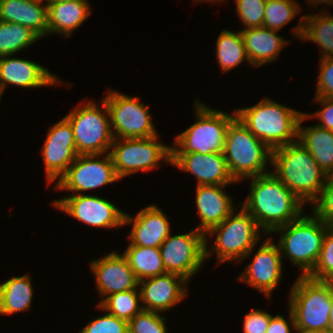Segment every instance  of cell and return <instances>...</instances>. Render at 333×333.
I'll use <instances>...</instances> for the list:
<instances>
[{
	"label": "cell",
	"instance_id": "f35d334b",
	"mask_svg": "<svg viewBox=\"0 0 333 333\" xmlns=\"http://www.w3.org/2000/svg\"><path fill=\"white\" fill-rule=\"evenodd\" d=\"M315 97L333 98V57L320 58Z\"/></svg>",
	"mask_w": 333,
	"mask_h": 333
},
{
	"label": "cell",
	"instance_id": "e575fe53",
	"mask_svg": "<svg viewBox=\"0 0 333 333\" xmlns=\"http://www.w3.org/2000/svg\"><path fill=\"white\" fill-rule=\"evenodd\" d=\"M166 317L161 313L142 310L128 322L129 333H167Z\"/></svg>",
	"mask_w": 333,
	"mask_h": 333
},
{
	"label": "cell",
	"instance_id": "d4e9b609",
	"mask_svg": "<svg viewBox=\"0 0 333 333\" xmlns=\"http://www.w3.org/2000/svg\"><path fill=\"white\" fill-rule=\"evenodd\" d=\"M89 5L86 0L47 3L48 34L69 37L91 15Z\"/></svg>",
	"mask_w": 333,
	"mask_h": 333
},
{
	"label": "cell",
	"instance_id": "bcb514c9",
	"mask_svg": "<svg viewBox=\"0 0 333 333\" xmlns=\"http://www.w3.org/2000/svg\"><path fill=\"white\" fill-rule=\"evenodd\" d=\"M203 1H205V2L208 1V2L212 3V2H221V1L223 2V1H226V0H194L195 3H197V2L201 3Z\"/></svg>",
	"mask_w": 333,
	"mask_h": 333
},
{
	"label": "cell",
	"instance_id": "f546056e",
	"mask_svg": "<svg viewBox=\"0 0 333 333\" xmlns=\"http://www.w3.org/2000/svg\"><path fill=\"white\" fill-rule=\"evenodd\" d=\"M216 60L222 72H228L241 64L248 62L241 32L222 30L216 40Z\"/></svg>",
	"mask_w": 333,
	"mask_h": 333
},
{
	"label": "cell",
	"instance_id": "8992f818",
	"mask_svg": "<svg viewBox=\"0 0 333 333\" xmlns=\"http://www.w3.org/2000/svg\"><path fill=\"white\" fill-rule=\"evenodd\" d=\"M223 154L237 183L270 172L265 169L268 162L271 165L272 151L237 117L228 126Z\"/></svg>",
	"mask_w": 333,
	"mask_h": 333
},
{
	"label": "cell",
	"instance_id": "ffe728a7",
	"mask_svg": "<svg viewBox=\"0 0 333 333\" xmlns=\"http://www.w3.org/2000/svg\"><path fill=\"white\" fill-rule=\"evenodd\" d=\"M57 78L47 67L34 61L14 58L11 55L0 57V92L2 94L10 84L28 89L63 84Z\"/></svg>",
	"mask_w": 333,
	"mask_h": 333
},
{
	"label": "cell",
	"instance_id": "74e56055",
	"mask_svg": "<svg viewBox=\"0 0 333 333\" xmlns=\"http://www.w3.org/2000/svg\"><path fill=\"white\" fill-rule=\"evenodd\" d=\"M312 204L313 213L327 225H333V178L327 176L320 195Z\"/></svg>",
	"mask_w": 333,
	"mask_h": 333
},
{
	"label": "cell",
	"instance_id": "7bdbcfd3",
	"mask_svg": "<svg viewBox=\"0 0 333 333\" xmlns=\"http://www.w3.org/2000/svg\"><path fill=\"white\" fill-rule=\"evenodd\" d=\"M306 2H309L308 4H311V6L313 5L314 7L317 6V4L321 5L323 3H324V6H326V5H329V6L333 5V0H306Z\"/></svg>",
	"mask_w": 333,
	"mask_h": 333
},
{
	"label": "cell",
	"instance_id": "83f0119b",
	"mask_svg": "<svg viewBox=\"0 0 333 333\" xmlns=\"http://www.w3.org/2000/svg\"><path fill=\"white\" fill-rule=\"evenodd\" d=\"M29 275L14 276L0 284V314L11 315L30 309L33 285Z\"/></svg>",
	"mask_w": 333,
	"mask_h": 333
},
{
	"label": "cell",
	"instance_id": "2e32d148",
	"mask_svg": "<svg viewBox=\"0 0 333 333\" xmlns=\"http://www.w3.org/2000/svg\"><path fill=\"white\" fill-rule=\"evenodd\" d=\"M273 238L268 237L258 248L251 262L245 267L237 281H243L264 293L269 298L272 291L281 282L282 255L278 244L273 243Z\"/></svg>",
	"mask_w": 333,
	"mask_h": 333
},
{
	"label": "cell",
	"instance_id": "d6a6232c",
	"mask_svg": "<svg viewBox=\"0 0 333 333\" xmlns=\"http://www.w3.org/2000/svg\"><path fill=\"white\" fill-rule=\"evenodd\" d=\"M295 0H266L263 27L279 31L301 11Z\"/></svg>",
	"mask_w": 333,
	"mask_h": 333
},
{
	"label": "cell",
	"instance_id": "52a82bcc",
	"mask_svg": "<svg viewBox=\"0 0 333 333\" xmlns=\"http://www.w3.org/2000/svg\"><path fill=\"white\" fill-rule=\"evenodd\" d=\"M194 103L197 121L177 135L172 153H223L228 126L236 118L235 110L231 115L198 99Z\"/></svg>",
	"mask_w": 333,
	"mask_h": 333
},
{
	"label": "cell",
	"instance_id": "8d00e7d4",
	"mask_svg": "<svg viewBox=\"0 0 333 333\" xmlns=\"http://www.w3.org/2000/svg\"><path fill=\"white\" fill-rule=\"evenodd\" d=\"M79 333H129L128 322L106 312L88 322Z\"/></svg>",
	"mask_w": 333,
	"mask_h": 333
},
{
	"label": "cell",
	"instance_id": "ee69618b",
	"mask_svg": "<svg viewBox=\"0 0 333 333\" xmlns=\"http://www.w3.org/2000/svg\"><path fill=\"white\" fill-rule=\"evenodd\" d=\"M296 333H322L321 331L315 330V329H308V328H302L295 326L293 329Z\"/></svg>",
	"mask_w": 333,
	"mask_h": 333
},
{
	"label": "cell",
	"instance_id": "8fae6325",
	"mask_svg": "<svg viewBox=\"0 0 333 333\" xmlns=\"http://www.w3.org/2000/svg\"><path fill=\"white\" fill-rule=\"evenodd\" d=\"M106 94L103 99L109 111L114 139L146 138L158 135L149 108L140 103V97L127 96L115 90H108Z\"/></svg>",
	"mask_w": 333,
	"mask_h": 333
},
{
	"label": "cell",
	"instance_id": "4dcf8cb0",
	"mask_svg": "<svg viewBox=\"0 0 333 333\" xmlns=\"http://www.w3.org/2000/svg\"><path fill=\"white\" fill-rule=\"evenodd\" d=\"M139 288L124 292H116L107 296L97 308L129 322L143 310Z\"/></svg>",
	"mask_w": 333,
	"mask_h": 333
},
{
	"label": "cell",
	"instance_id": "4316f807",
	"mask_svg": "<svg viewBox=\"0 0 333 333\" xmlns=\"http://www.w3.org/2000/svg\"><path fill=\"white\" fill-rule=\"evenodd\" d=\"M294 35L320 46L321 58L333 57V15L324 10L318 14L303 15L293 28Z\"/></svg>",
	"mask_w": 333,
	"mask_h": 333
},
{
	"label": "cell",
	"instance_id": "44dd1931",
	"mask_svg": "<svg viewBox=\"0 0 333 333\" xmlns=\"http://www.w3.org/2000/svg\"><path fill=\"white\" fill-rule=\"evenodd\" d=\"M126 224L132 225L128 239L130 244L136 246L160 248L171 234L170 222L156 204L146 206L133 217L125 213L124 226Z\"/></svg>",
	"mask_w": 333,
	"mask_h": 333
},
{
	"label": "cell",
	"instance_id": "9a60e30c",
	"mask_svg": "<svg viewBox=\"0 0 333 333\" xmlns=\"http://www.w3.org/2000/svg\"><path fill=\"white\" fill-rule=\"evenodd\" d=\"M41 154L47 184L58 182L78 156L72 125L65 117L50 126Z\"/></svg>",
	"mask_w": 333,
	"mask_h": 333
},
{
	"label": "cell",
	"instance_id": "ac0fdd59",
	"mask_svg": "<svg viewBox=\"0 0 333 333\" xmlns=\"http://www.w3.org/2000/svg\"><path fill=\"white\" fill-rule=\"evenodd\" d=\"M90 269L95 275L98 293L103 299L116 292H124L138 287V280L123 254L111 252L103 258L90 261Z\"/></svg>",
	"mask_w": 333,
	"mask_h": 333
},
{
	"label": "cell",
	"instance_id": "b9f144b4",
	"mask_svg": "<svg viewBox=\"0 0 333 333\" xmlns=\"http://www.w3.org/2000/svg\"><path fill=\"white\" fill-rule=\"evenodd\" d=\"M289 322L281 315L271 316L266 333H291L295 327L292 311L289 309Z\"/></svg>",
	"mask_w": 333,
	"mask_h": 333
},
{
	"label": "cell",
	"instance_id": "836d02e7",
	"mask_svg": "<svg viewBox=\"0 0 333 333\" xmlns=\"http://www.w3.org/2000/svg\"><path fill=\"white\" fill-rule=\"evenodd\" d=\"M308 277L319 281H333V225H327L319 259Z\"/></svg>",
	"mask_w": 333,
	"mask_h": 333
},
{
	"label": "cell",
	"instance_id": "7a4b0ae2",
	"mask_svg": "<svg viewBox=\"0 0 333 333\" xmlns=\"http://www.w3.org/2000/svg\"><path fill=\"white\" fill-rule=\"evenodd\" d=\"M273 174L304 204L320 195L327 175L298 141L272 151Z\"/></svg>",
	"mask_w": 333,
	"mask_h": 333
},
{
	"label": "cell",
	"instance_id": "ab89813d",
	"mask_svg": "<svg viewBox=\"0 0 333 333\" xmlns=\"http://www.w3.org/2000/svg\"><path fill=\"white\" fill-rule=\"evenodd\" d=\"M271 314L260 309H253L243 319V333H266Z\"/></svg>",
	"mask_w": 333,
	"mask_h": 333
},
{
	"label": "cell",
	"instance_id": "484cf974",
	"mask_svg": "<svg viewBox=\"0 0 333 333\" xmlns=\"http://www.w3.org/2000/svg\"><path fill=\"white\" fill-rule=\"evenodd\" d=\"M306 119L308 117L304 113L299 121L298 142L311 153L324 173L330 176L333 172V131L317 125L302 126Z\"/></svg>",
	"mask_w": 333,
	"mask_h": 333
},
{
	"label": "cell",
	"instance_id": "603a6c76",
	"mask_svg": "<svg viewBox=\"0 0 333 333\" xmlns=\"http://www.w3.org/2000/svg\"><path fill=\"white\" fill-rule=\"evenodd\" d=\"M248 57V63L260 67L278 59L284 46L289 44L274 30L265 27L240 30Z\"/></svg>",
	"mask_w": 333,
	"mask_h": 333
},
{
	"label": "cell",
	"instance_id": "4fadbf2b",
	"mask_svg": "<svg viewBox=\"0 0 333 333\" xmlns=\"http://www.w3.org/2000/svg\"><path fill=\"white\" fill-rule=\"evenodd\" d=\"M165 271L189 281L205 259V234L196 229L185 234L169 235L160 246Z\"/></svg>",
	"mask_w": 333,
	"mask_h": 333
},
{
	"label": "cell",
	"instance_id": "c3c4849f",
	"mask_svg": "<svg viewBox=\"0 0 333 333\" xmlns=\"http://www.w3.org/2000/svg\"><path fill=\"white\" fill-rule=\"evenodd\" d=\"M34 1L42 2V3H43V1H44V2L46 1V4H47V1H48V0H34Z\"/></svg>",
	"mask_w": 333,
	"mask_h": 333
},
{
	"label": "cell",
	"instance_id": "7c38bea8",
	"mask_svg": "<svg viewBox=\"0 0 333 333\" xmlns=\"http://www.w3.org/2000/svg\"><path fill=\"white\" fill-rule=\"evenodd\" d=\"M78 155L66 173L55 183V190L73 191L74 195L120 180L110 153ZM103 156L99 159L98 157ZM97 158V159H96ZM81 192V193H80Z\"/></svg>",
	"mask_w": 333,
	"mask_h": 333
},
{
	"label": "cell",
	"instance_id": "d6986e66",
	"mask_svg": "<svg viewBox=\"0 0 333 333\" xmlns=\"http://www.w3.org/2000/svg\"><path fill=\"white\" fill-rule=\"evenodd\" d=\"M171 165L190 172L196 185H224L237 183L230 174L223 153H172Z\"/></svg>",
	"mask_w": 333,
	"mask_h": 333
},
{
	"label": "cell",
	"instance_id": "6da1fadb",
	"mask_svg": "<svg viewBox=\"0 0 333 333\" xmlns=\"http://www.w3.org/2000/svg\"><path fill=\"white\" fill-rule=\"evenodd\" d=\"M250 192L242 206L265 234L300 217L304 203L271 171L251 177Z\"/></svg>",
	"mask_w": 333,
	"mask_h": 333
},
{
	"label": "cell",
	"instance_id": "7402d4cb",
	"mask_svg": "<svg viewBox=\"0 0 333 333\" xmlns=\"http://www.w3.org/2000/svg\"><path fill=\"white\" fill-rule=\"evenodd\" d=\"M225 187L224 185H196L195 203L201 222L195 228L196 230L206 234L235 210L233 199L224 192Z\"/></svg>",
	"mask_w": 333,
	"mask_h": 333
},
{
	"label": "cell",
	"instance_id": "ba28073f",
	"mask_svg": "<svg viewBox=\"0 0 333 333\" xmlns=\"http://www.w3.org/2000/svg\"><path fill=\"white\" fill-rule=\"evenodd\" d=\"M288 307L295 326L327 333L333 302V281H319L308 276L296 278L289 293Z\"/></svg>",
	"mask_w": 333,
	"mask_h": 333
},
{
	"label": "cell",
	"instance_id": "f6af8a7d",
	"mask_svg": "<svg viewBox=\"0 0 333 333\" xmlns=\"http://www.w3.org/2000/svg\"><path fill=\"white\" fill-rule=\"evenodd\" d=\"M327 333H333V302H332V308L330 311V319H329V323H328Z\"/></svg>",
	"mask_w": 333,
	"mask_h": 333
},
{
	"label": "cell",
	"instance_id": "277c9868",
	"mask_svg": "<svg viewBox=\"0 0 333 333\" xmlns=\"http://www.w3.org/2000/svg\"><path fill=\"white\" fill-rule=\"evenodd\" d=\"M239 208L241 209L238 213L234 214L235 211H233L222 223L205 234V259L215 253L218 258L217 264L226 261L241 263L253 254L252 251L258 245L260 234L265 232L242 206ZM208 235L216 236L211 249L207 247Z\"/></svg>",
	"mask_w": 333,
	"mask_h": 333
},
{
	"label": "cell",
	"instance_id": "5bb4252c",
	"mask_svg": "<svg viewBox=\"0 0 333 333\" xmlns=\"http://www.w3.org/2000/svg\"><path fill=\"white\" fill-rule=\"evenodd\" d=\"M53 206L69 216L93 227L119 228L124 225V215L110 201L97 195L73 194L54 200Z\"/></svg>",
	"mask_w": 333,
	"mask_h": 333
},
{
	"label": "cell",
	"instance_id": "cb8c5ba5",
	"mask_svg": "<svg viewBox=\"0 0 333 333\" xmlns=\"http://www.w3.org/2000/svg\"><path fill=\"white\" fill-rule=\"evenodd\" d=\"M34 0H0V21L19 23L39 38L48 35L47 4Z\"/></svg>",
	"mask_w": 333,
	"mask_h": 333
},
{
	"label": "cell",
	"instance_id": "1f68e13d",
	"mask_svg": "<svg viewBox=\"0 0 333 333\" xmlns=\"http://www.w3.org/2000/svg\"><path fill=\"white\" fill-rule=\"evenodd\" d=\"M40 38L19 23L0 21V57L14 55Z\"/></svg>",
	"mask_w": 333,
	"mask_h": 333
},
{
	"label": "cell",
	"instance_id": "5b68a950",
	"mask_svg": "<svg viewBox=\"0 0 333 333\" xmlns=\"http://www.w3.org/2000/svg\"><path fill=\"white\" fill-rule=\"evenodd\" d=\"M326 230L327 224L313 213L301 215L272 233L282 234L277 242L282 257L295 264L301 276H308L319 259Z\"/></svg>",
	"mask_w": 333,
	"mask_h": 333
},
{
	"label": "cell",
	"instance_id": "7dc6e473",
	"mask_svg": "<svg viewBox=\"0 0 333 333\" xmlns=\"http://www.w3.org/2000/svg\"><path fill=\"white\" fill-rule=\"evenodd\" d=\"M65 1H71V0H48L47 3H57V2H65Z\"/></svg>",
	"mask_w": 333,
	"mask_h": 333
},
{
	"label": "cell",
	"instance_id": "f1b7e54d",
	"mask_svg": "<svg viewBox=\"0 0 333 333\" xmlns=\"http://www.w3.org/2000/svg\"><path fill=\"white\" fill-rule=\"evenodd\" d=\"M138 281L166 273L161 252L156 247L128 244L124 253Z\"/></svg>",
	"mask_w": 333,
	"mask_h": 333
},
{
	"label": "cell",
	"instance_id": "e0dca14e",
	"mask_svg": "<svg viewBox=\"0 0 333 333\" xmlns=\"http://www.w3.org/2000/svg\"><path fill=\"white\" fill-rule=\"evenodd\" d=\"M188 281L174 273H164L138 282L143 310L165 312L188 296Z\"/></svg>",
	"mask_w": 333,
	"mask_h": 333
},
{
	"label": "cell",
	"instance_id": "d590c367",
	"mask_svg": "<svg viewBox=\"0 0 333 333\" xmlns=\"http://www.w3.org/2000/svg\"><path fill=\"white\" fill-rule=\"evenodd\" d=\"M236 14L244 24V29L263 26L266 0H235Z\"/></svg>",
	"mask_w": 333,
	"mask_h": 333
},
{
	"label": "cell",
	"instance_id": "60d3db41",
	"mask_svg": "<svg viewBox=\"0 0 333 333\" xmlns=\"http://www.w3.org/2000/svg\"><path fill=\"white\" fill-rule=\"evenodd\" d=\"M314 101L317 103L321 102L322 108L320 111L315 112V114H306L305 115L311 118H318L320 120L317 126L333 131V98L327 97H314Z\"/></svg>",
	"mask_w": 333,
	"mask_h": 333
},
{
	"label": "cell",
	"instance_id": "3957f363",
	"mask_svg": "<svg viewBox=\"0 0 333 333\" xmlns=\"http://www.w3.org/2000/svg\"><path fill=\"white\" fill-rule=\"evenodd\" d=\"M236 117L271 151L298 141V127L303 112L269 98L256 105L235 110Z\"/></svg>",
	"mask_w": 333,
	"mask_h": 333
},
{
	"label": "cell",
	"instance_id": "30bf717a",
	"mask_svg": "<svg viewBox=\"0 0 333 333\" xmlns=\"http://www.w3.org/2000/svg\"><path fill=\"white\" fill-rule=\"evenodd\" d=\"M172 146L159 142L158 135L146 138L113 139L110 155L119 179L159 167L171 165ZM163 159V160H162Z\"/></svg>",
	"mask_w": 333,
	"mask_h": 333
},
{
	"label": "cell",
	"instance_id": "9c48e42d",
	"mask_svg": "<svg viewBox=\"0 0 333 333\" xmlns=\"http://www.w3.org/2000/svg\"><path fill=\"white\" fill-rule=\"evenodd\" d=\"M80 104L64 116L72 125L78 155L109 153L114 138L105 100L101 107L92 100Z\"/></svg>",
	"mask_w": 333,
	"mask_h": 333
}]
</instances>
